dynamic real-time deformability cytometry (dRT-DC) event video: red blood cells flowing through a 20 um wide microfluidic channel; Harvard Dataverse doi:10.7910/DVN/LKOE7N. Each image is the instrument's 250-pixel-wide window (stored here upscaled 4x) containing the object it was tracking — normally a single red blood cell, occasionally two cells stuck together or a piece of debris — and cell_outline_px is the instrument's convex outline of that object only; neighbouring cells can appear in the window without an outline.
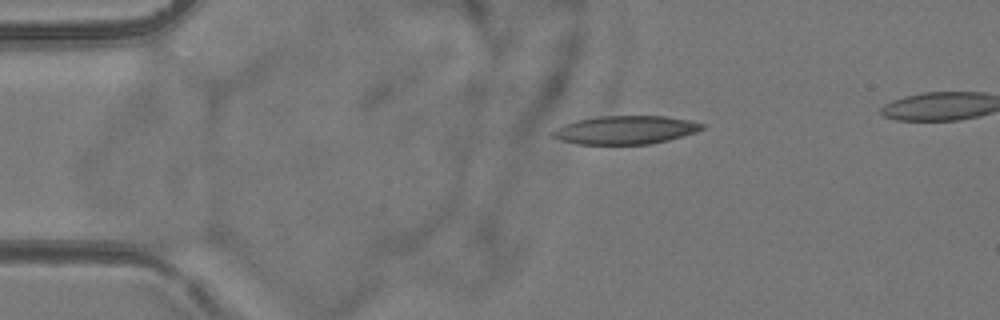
{"species": "common noctule bat (a hibernating species)", "species_latin": "Nyctalus noctula", "temperature_condition": "room temperature", "stored_images_in_passage": 3, "camera_frame_rate_fps": 3000, "um_per_image_px": 0.085, "animal": {"sex": "female", "body_mass_g": 24.6, "forearm_length_mm": 56.2}, "frame": {"image": 1, "passage_image": 1, "time_ms": 0.0, "image_size_px": [1000, 320], "cell_outline_px": [[704, 128], [696, 132], [684, 136], [668, 140], [648, 144], [576, 144], [560, 140], [548, 136], [548, 132], [564, 124], [576, 120], [600, 116], [664, 116], [688, 120], [704, 124]], "centroid_in_image_um": [53.09, 11.05], "position_along_channel_um": 31.9, "area_um2": 24.85}}